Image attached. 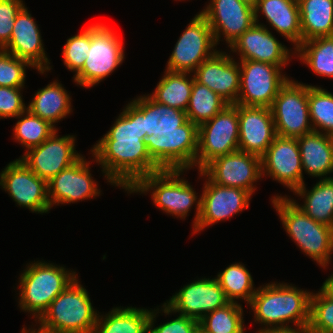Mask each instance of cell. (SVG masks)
Returning a JSON list of instances; mask_svg holds the SVG:
<instances>
[{"mask_svg": "<svg viewBox=\"0 0 333 333\" xmlns=\"http://www.w3.org/2000/svg\"><path fill=\"white\" fill-rule=\"evenodd\" d=\"M308 107L313 130L333 137V94L308 85Z\"/></svg>", "mask_w": 333, "mask_h": 333, "instance_id": "36", "label": "cell"}, {"mask_svg": "<svg viewBox=\"0 0 333 333\" xmlns=\"http://www.w3.org/2000/svg\"><path fill=\"white\" fill-rule=\"evenodd\" d=\"M203 185L200 217L193 234L249 207L252 194L246 190L215 184L208 178Z\"/></svg>", "mask_w": 333, "mask_h": 333, "instance_id": "17", "label": "cell"}, {"mask_svg": "<svg viewBox=\"0 0 333 333\" xmlns=\"http://www.w3.org/2000/svg\"><path fill=\"white\" fill-rule=\"evenodd\" d=\"M261 166L262 177L269 176L292 192L305 182L297 138L276 136L261 157Z\"/></svg>", "mask_w": 333, "mask_h": 333, "instance_id": "19", "label": "cell"}, {"mask_svg": "<svg viewBox=\"0 0 333 333\" xmlns=\"http://www.w3.org/2000/svg\"><path fill=\"white\" fill-rule=\"evenodd\" d=\"M322 286L333 295V274L325 280V282L322 284Z\"/></svg>", "mask_w": 333, "mask_h": 333, "instance_id": "46", "label": "cell"}, {"mask_svg": "<svg viewBox=\"0 0 333 333\" xmlns=\"http://www.w3.org/2000/svg\"><path fill=\"white\" fill-rule=\"evenodd\" d=\"M243 312L238 302H229L206 314L199 321V326L208 333H245Z\"/></svg>", "mask_w": 333, "mask_h": 333, "instance_id": "35", "label": "cell"}, {"mask_svg": "<svg viewBox=\"0 0 333 333\" xmlns=\"http://www.w3.org/2000/svg\"><path fill=\"white\" fill-rule=\"evenodd\" d=\"M23 88L0 86V119L15 118L27 110L21 95Z\"/></svg>", "mask_w": 333, "mask_h": 333, "instance_id": "43", "label": "cell"}, {"mask_svg": "<svg viewBox=\"0 0 333 333\" xmlns=\"http://www.w3.org/2000/svg\"><path fill=\"white\" fill-rule=\"evenodd\" d=\"M196 333H208L204 331L200 326L197 328Z\"/></svg>", "mask_w": 333, "mask_h": 333, "instance_id": "48", "label": "cell"}, {"mask_svg": "<svg viewBox=\"0 0 333 333\" xmlns=\"http://www.w3.org/2000/svg\"><path fill=\"white\" fill-rule=\"evenodd\" d=\"M302 169L312 177L330 179L333 173V137L312 131L297 138ZM323 176V177H322Z\"/></svg>", "mask_w": 333, "mask_h": 333, "instance_id": "26", "label": "cell"}, {"mask_svg": "<svg viewBox=\"0 0 333 333\" xmlns=\"http://www.w3.org/2000/svg\"><path fill=\"white\" fill-rule=\"evenodd\" d=\"M56 129L44 142L19 159L46 182L77 162L83 155L75 150L74 135L59 137Z\"/></svg>", "mask_w": 333, "mask_h": 333, "instance_id": "15", "label": "cell"}, {"mask_svg": "<svg viewBox=\"0 0 333 333\" xmlns=\"http://www.w3.org/2000/svg\"><path fill=\"white\" fill-rule=\"evenodd\" d=\"M103 23L91 24V44L83 68L74 82L90 88L108 77L125 58L123 42L117 32Z\"/></svg>", "mask_w": 333, "mask_h": 333, "instance_id": "8", "label": "cell"}, {"mask_svg": "<svg viewBox=\"0 0 333 333\" xmlns=\"http://www.w3.org/2000/svg\"><path fill=\"white\" fill-rule=\"evenodd\" d=\"M293 194L304 198L303 205L292 199L310 218L318 223L333 227V178L320 179L312 189L304 183Z\"/></svg>", "mask_w": 333, "mask_h": 333, "instance_id": "29", "label": "cell"}, {"mask_svg": "<svg viewBox=\"0 0 333 333\" xmlns=\"http://www.w3.org/2000/svg\"><path fill=\"white\" fill-rule=\"evenodd\" d=\"M239 150L262 157L277 136L270 108L238 105Z\"/></svg>", "mask_w": 333, "mask_h": 333, "instance_id": "24", "label": "cell"}, {"mask_svg": "<svg viewBox=\"0 0 333 333\" xmlns=\"http://www.w3.org/2000/svg\"><path fill=\"white\" fill-rule=\"evenodd\" d=\"M228 303L216 278H202L179 289V292L165 302L159 311L165 315L178 313L200 321L206 314Z\"/></svg>", "mask_w": 333, "mask_h": 333, "instance_id": "13", "label": "cell"}, {"mask_svg": "<svg viewBox=\"0 0 333 333\" xmlns=\"http://www.w3.org/2000/svg\"><path fill=\"white\" fill-rule=\"evenodd\" d=\"M238 150V104H229L211 120L198 127V152L195 166L200 171L214 158Z\"/></svg>", "mask_w": 333, "mask_h": 333, "instance_id": "10", "label": "cell"}, {"mask_svg": "<svg viewBox=\"0 0 333 333\" xmlns=\"http://www.w3.org/2000/svg\"><path fill=\"white\" fill-rule=\"evenodd\" d=\"M311 293L283 282L257 287L249 306L253 310L254 321L265 325L259 331L293 328L289 322L295 328H308Z\"/></svg>", "mask_w": 333, "mask_h": 333, "instance_id": "3", "label": "cell"}, {"mask_svg": "<svg viewBox=\"0 0 333 333\" xmlns=\"http://www.w3.org/2000/svg\"><path fill=\"white\" fill-rule=\"evenodd\" d=\"M15 118L20 120L14 126L13 135L26 150L39 146L57 129L48 121L33 115L28 109Z\"/></svg>", "mask_w": 333, "mask_h": 333, "instance_id": "37", "label": "cell"}, {"mask_svg": "<svg viewBox=\"0 0 333 333\" xmlns=\"http://www.w3.org/2000/svg\"><path fill=\"white\" fill-rule=\"evenodd\" d=\"M276 135L299 138L313 130L308 107V84L289 79L270 107Z\"/></svg>", "mask_w": 333, "mask_h": 333, "instance_id": "9", "label": "cell"}, {"mask_svg": "<svg viewBox=\"0 0 333 333\" xmlns=\"http://www.w3.org/2000/svg\"><path fill=\"white\" fill-rule=\"evenodd\" d=\"M243 1L249 5H251L252 7H255L257 5L258 0H240Z\"/></svg>", "mask_w": 333, "mask_h": 333, "instance_id": "47", "label": "cell"}, {"mask_svg": "<svg viewBox=\"0 0 333 333\" xmlns=\"http://www.w3.org/2000/svg\"><path fill=\"white\" fill-rule=\"evenodd\" d=\"M151 310L115 307L106 315L99 313L93 333H148Z\"/></svg>", "mask_w": 333, "mask_h": 333, "instance_id": "28", "label": "cell"}, {"mask_svg": "<svg viewBox=\"0 0 333 333\" xmlns=\"http://www.w3.org/2000/svg\"><path fill=\"white\" fill-rule=\"evenodd\" d=\"M0 186L20 207L33 213H49L48 187L20 159L10 162L0 173Z\"/></svg>", "mask_w": 333, "mask_h": 333, "instance_id": "16", "label": "cell"}, {"mask_svg": "<svg viewBox=\"0 0 333 333\" xmlns=\"http://www.w3.org/2000/svg\"><path fill=\"white\" fill-rule=\"evenodd\" d=\"M132 102L143 112L145 144L153 161L162 169L194 168L198 152V126L186 112L155 102L148 95Z\"/></svg>", "mask_w": 333, "mask_h": 333, "instance_id": "2", "label": "cell"}, {"mask_svg": "<svg viewBox=\"0 0 333 333\" xmlns=\"http://www.w3.org/2000/svg\"><path fill=\"white\" fill-rule=\"evenodd\" d=\"M19 278L20 310L32 314L37 320L51 302L77 277L76 272L42 260L29 263Z\"/></svg>", "mask_w": 333, "mask_h": 333, "instance_id": "5", "label": "cell"}, {"mask_svg": "<svg viewBox=\"0 0 333 333\" xmlns=\"http://www.w3.org/2000/svg\"><path fill=\"white\" fill-rule=\"evenodd\" d=\"M215 47L212 29L199 12L177 40L165 70L193 73L202 62L218 51Z\"/></svg>", "mask_w": 333, "mask_h": 333, "instance_id": "12", "label": "cell"}, {"mask_svg": "<svg viewBox=\"0 0 333 333\" xmlns=\"http://www.w3.org/2000/svg\"><path fill=\"white\" fill-rule=\"evenodd\" d=\"M310 333H333V295L323 286L310 298Z\"/></svg>", "mask_w": 333, "mask_h": 333, "instance_id": "38", "label": "cell"}, {"mask_svg": "<svg viewBox=\"0 0 333 333\" xmlns=\"http://www.w3.org/2000/svg\"><path fill=\"white\" fill-rule=\"evenodd\" d=\"M90 161L82 156L70 167L62 170L47 182L48 200L51 208L54 205L69 204L100 195L89 167Z\"/></svg>", "mask_w": 333, "mask_h": 333, "instance_id": "20", "label": "cell"}, {"mask_svg": "<svg viewBox=\"0 0 333 333\" xmlns=\"http://www.w3.org/2000/svg\"><path fill=\"white\" fill-rule=\"evenodd\" d=\"M302 42L333 36V0H297Z\"/></svg>", "mask_w": 333, "mask_h": 333, "instance_id": "30", "label": "cell"}, {"mask_svg": "<svg viewBox=\"0 0 333 333\" xmlns=\"http://www.w3.org/2000/svg\"><path fill=\"white\" fill-rule=\"evenodd\" d=\"M195 80L217 93L228 104H236L240 90V65L230 54L216 51L193 72Z\"/></svg>", "mask_w": 333, "mask_h": 333, "instance_id": "21", "label": "cell"}, {"mask_svg": "<svg viewBox=\"0 0 333 333\" xmlns=\"http://www.w3.org/2000/svg\"><path fill=\"white\" fill-rule=\"evenodd\" d=\"M58 80L39 89L27 109L39 118L48 121L54 127L61 119L72 112L71 96Z\"/></svg>", "mask_w": 333, "mask_h": 333, "instance_id": "27", "label": "cell"}, {"mask_svg": "<svg viewBox=\"0 0 333 333\" xmlns=\"http://www.w3.org/2000/svg\"><path fill=\"white\" fill-rule=\"evenodd\" d=\"M99 312L76 278L49 305L38 323L59 333H93Z\"/></svg>", "mask_w": 333, "mask_h": 333, "instance_id": "7", "label": "cell"}, {"mask_svg": "<svg viewBox=\"0 0 333 333\" xmlns=\"http://www.w3.org/2000/svg\"><path fill=\"white\" fill-rule=\"evenodd\" d=\"M184 172L185 170L180 169H167L151 173L141 178L127 193L145 194L149 191L156 207L183 220L188 216L191 207L196 205L192 224L194 228L200 217L201 197L196 196V191L186 179L180 178Z\"/></svg>", "mask_w": 333, "mask_h": 333, "instance_id": "6", "label": "cell"}, {"mask_svg": "<svg viewBox=\"0 0 333 333\" xmlns=\"http://www.w3.org/2000/svg\"><path fill=\"white\" fill-rule=\"evenodd\" d=\"M24 6L23 0H0V49L9 43L15 18Z\"/></svg>", "mask_w": 333, "mask_h": 333, "instance_id": "42", "label": "cell"}, {"mask_svg": "<svg viewBox=\"0 0 333 333\" xmlns=\"http://www.w3.org/2000/svg\"><path fill=\"white\" fill-rule=\"evenodd\" d=\"M229 302L237 303L240 298L250 304L257 291L254 287L253 278L242 263H234L226 267L224 271L215 277Z\"/></svg>", "mask_w": 333, "mask_h": 333, "instance_id": "34", "label": "cell"}, {"mask_svg": "<svg viewBox=\"0 0 333 333\" xmlns=\"http://www.w3.org/2000/svg\"><path fill=\"white\" fill-rule=\"evenodd\" d=\"M238 105L270 108L280 88L289 80L283 67L253 60H240Z\"/></svg>", "mask_w": 333, "mask_h": 333, "instance_id": "11", "label": "cell"}, {"mask_svg": "<svg viewBox=\"0 0 333 333\" xmlns=\"http://www.w3.org/2000/svg\"><path fill=\"white\" fill-rule=\"evenodd\" d=\"M91 44V25L67 39L63 48V62L75 75L83 68Z\"/></svg>", "mask_w": 333, "mask_h": 333, "instance_id": "39", "label": "cell"}, {"mask_svg": "<svg viewBox=\"0 0 333 333\" xmlns=\"http://www.w3.org/2000/svg\"><path fill=\"white\" fill-rule=\"evenodd\" d=\"M198 173L215 184L240 188L253 195V184L262 178L261 157L238 150L214 158Z\"/></svg>", "mask_w": 333, "mask_h": 333, "instance_id": "14", "label": "cell"}, {"mask_svg": "<svg viewBox=\"0 0 333 333\" xmlns=\"http://www.w3.org/2000/svg\"><path fill=\"white\" fill-rule=\"evenodd\" d=\"M21 333H59V332L47 329L39 324V327L36 329L35 328L27 329L26 327L25 328L23 327Z\"/></svg>", "mask_w": 333, "mask_h": 333, "instance_id": "45", "label": "cell"}, {"mask_svg": "<svg viewBox=\"0 0 333 333\" xmlns=\"http://www.w3.org/2000/svg\"><path fill=\"white\" fill-rule=\"evenodd\" d=\"M258 333H310L308 328L268 329L257 331Z\"/></svg>", "mask_w": 333, "mask_h": 333, "instance_id": "44", "label": "cell"}, {"mask_svg": "<svg viewBox=\"0 0 333 333\" xmlns=\"http://www.w3.org/2000/svg\"><path fill=\"white\" fill-rule=\"evenodd\" d=\"M155 91L148 96L155 102L186 112L192 93L194 75L189 72L164 71ZM190 75L191 77H189Z\"/></svg>", "mask_w": 333, "mask_h": 333, "instance_id": "31", "label": "cell"}, {"mask_svg": "<svg viewBox=\"0 0 333 333\" xmlns=\"http://www.w3.org/2000/svg\"><path fill=\"white\" fill-rule=\"evenodd\" d=\"M41 32L27 7H23L15 18L9 43L3 50L19 59L28 61L38 72L52 69L44 50Z\"/></svg>", "mask_w": 333, "mask_h": 333, "instance_id": "23", "label": "cell"}, {"mask_svg": "<svg viewBox=\"0 0 333 333\" xmlns=\"http://www.w3.org/2000/svg\"><path fill=\"white\" fill-rule=\"evenodd\" d=\"M271 200L289 237L306 256L327 267L333 252V227L310 218L287 195H276Z\"/></svg>", "mask_w": 333, "mask_h": 333, "instance_id": "4", "label": "cell"}, {"mask_svg": "<svg viewBox=\"0 0 333 333\" xmlns=\"http://www.w3.org/2000/svg\"><path fill=\"white\" fill-rule=\"evenodd\" d=\"M255 23L259 24L262 12L268 24L294 45V50L302 43L300 13L297 0H258L254 7Z\"/></svg>", "mask_w": 333, "mask_h": 333, "instance_id": "25", "label": "cell"}, {"mask_svg": "<svg viewBox=\"0 0 333 333\" xmlns=\"http://www.w3.org/2000/svg\"><path fill=\"white\" fill-rule=\"evenodd\" d=\"M158 313H161L159 308L151 311L148 333H196L199 327V321L181 314L175 319L154 327V321H156Z\"/></svg>", "mask_w": 333, "mask_h": 333, "instance_id": "41", "label": "cell"}, {"mask_svg": "<svg viewBox=\"0 0 333 333\" xmlns=\"http://www.w3.org/2000/svg\"><path fill=\"white\" fill-rule=\"evenodd\" d=\"M200 13L207 19L216 45L223 35L230 47L255 23L254 7L240 0H210Z\"/></svg>", "mask_w": 333, "mask_h": 333, "instance_id": "18", "label": "cell"}, {"mask_svg": "<svg viewBox=\"0 0 333 333\" xmlns=\"http://www.w3.org/2000/svg\"><path fill=\"white\" fill-rule=\"evenodd\" d=\"M267 25L254 23L230 46L231 51L239 53L240 60H253L279 67L287 66L290 57L295 56L268 30ZM292 54V56H291Z\"/></svg>", "mask_w": 333, "mask_h": 333, "instance_id": "22", "label": "cell"}, {"mask_svg": "<svg viewBox=\"0 0 333 333\" xmlns=\"http://www.w3.org/2000/svg\"><path fill=\"white\" fill-rule=\"evenodd\" d=\"M145 138L143 112L130 101L91 149L107 182L128 192L141 178L162 170L151 158Z\"/></svg>", "mask_w": 333, "mask_h": 333, "instance_id": "1", "label": "cell"}, {"mask_svg": "<svg viewBox=\"0 0 333 333\" xmlns=\"http://www.w3.org/2000/svg\"><path fill=\"white\" fill-rule=\"evenodd\" d=\"M26 67L34 68L28 61L0 49V86L24 87Z\"/></svg>", "mask_w": 333, "mask_h": 333, "instance_id": "40", "label": "cell"}, {"mask_svg": "<svg viewBox=\"0 0 333 333\" xmlns=\"http://www.w3.org/2000/svg\"><path fill=\"white\" fill-rule=\"evenodd\" d=\"M227 105L229 104L217 93L194 79L192 93L186 109L187 118L199 127L211 120Z\"/></svg>", "mask_w": 333, "mask_h": 333, "instance_id": "33", "label": "cell"}, {"mask_svg": "<svg viewBox=\"0 0 333 333\" xmlns=\"http://www.w3.org/2000/svg\"><path fill=\"white\" fill-rule=\"evenodd\" d=\"M294 51L316 75L333 78V36L307 40Z\"/></svg>", "mask_w": 333, "mask_h": 333, "instance_id": "32", "label": "cell"}]
</instances>
